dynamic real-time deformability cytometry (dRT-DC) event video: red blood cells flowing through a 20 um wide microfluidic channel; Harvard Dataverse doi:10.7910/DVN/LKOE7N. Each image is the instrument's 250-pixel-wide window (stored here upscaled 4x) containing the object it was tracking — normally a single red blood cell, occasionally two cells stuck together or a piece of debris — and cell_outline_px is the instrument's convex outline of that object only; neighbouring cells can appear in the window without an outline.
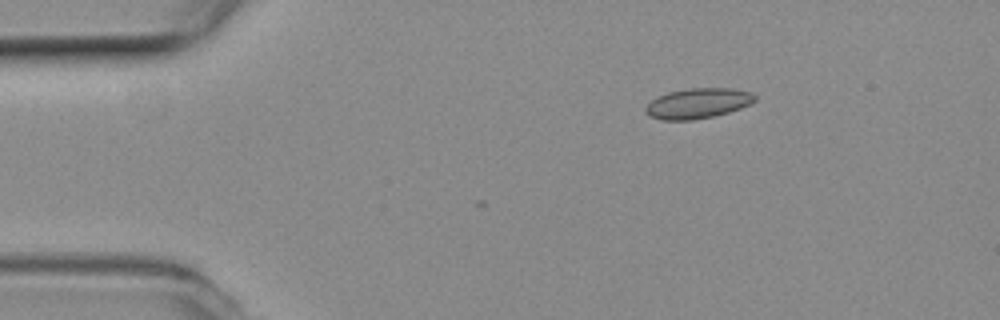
{"species": "common noctule bat (a hibernating species)", "species_latin": "Nyctalus noctula", "temperature_condition": "room temperature", "stored_images_in_passage": 2, "camera_frame_rate_fps": 3000, "um_per_image_px": 0.085, "animal": {"sex": "female", "body_mass_g": 19.3, "forearm_length_mm": 54.1}, "frame": {"image": 1, "passage_image": 1, "time_ms": 0.0, "image_size_px": [1000, 320], "cell_outline_px": [[756, 100], [740, 108], [728, 112], [712, 116], [692, 120], [664, 120], [648, 116], [644, 112], [644, 108], [652, 100], [668, 92], [692, 88], [732, 88], [752, 92], [756, 96]], "centroid_in_image_um": [59.31, 8.78], "position_along_channel_um": 25.7, "area_um2": 19.13}}